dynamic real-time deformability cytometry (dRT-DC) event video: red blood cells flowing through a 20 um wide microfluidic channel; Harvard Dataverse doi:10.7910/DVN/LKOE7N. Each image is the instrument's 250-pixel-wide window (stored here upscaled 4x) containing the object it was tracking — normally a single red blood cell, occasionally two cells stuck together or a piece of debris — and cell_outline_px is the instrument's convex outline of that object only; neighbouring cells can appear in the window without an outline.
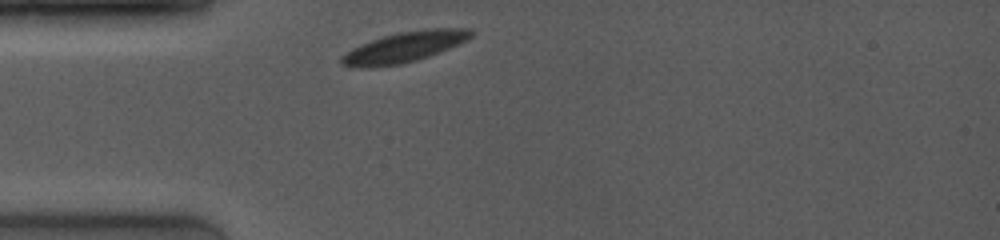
{"species": "common noctule bat (a hibernating species)", "species_latin": "Nyctalus noctula", "temperature_condition": "room temperature", "stored_images_in_passage": 26, "camera_frame_rate_fps": 4000, "um_per_image_px": 0.085, "animal": {"sex": "female", "body_mass_g": 19.0, "forearm_length_mm": 53.3}, "frame": {"image": 1, "passage_image": 1, "time_ms": 0.0, "image_size_px": [1000, 240], "cell_outline_px": [[472, 36], [440, 52], [416, 60], [400, 64], [372, 68], [352, 68], [340, 64], [340, 56], [352, 48], [360, 44], [384, 36], [400, 32], [432, 28], [472, 28]], "centroid_in_image_um": [34.28, 4.02], "position_along_channel_um": 50.7, "area_um2": 22.89}}
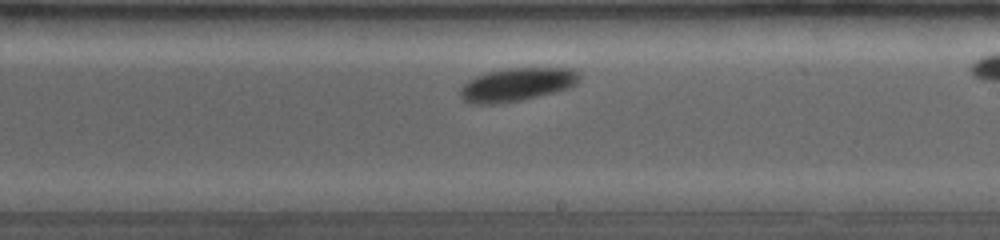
{"frame": {"image": 2, "passage_image": 15, "time_ms": 5.25, "image_size_px": [1000, 240], "cell_outline_px": [[580, 80], [576, 84], [568, 88], [520, 100], [500, 104], [472, 104], [464, 100], [460, 96], [460, 88], [468, 80], [476, 76], [488, 72], [504, 68], [568, 68], [576, 72], [580, 76]], "centroid_in_image_um": [43.89, 7.19], "position_along_channel_um": 245.1, "area_um2": 22.95}}